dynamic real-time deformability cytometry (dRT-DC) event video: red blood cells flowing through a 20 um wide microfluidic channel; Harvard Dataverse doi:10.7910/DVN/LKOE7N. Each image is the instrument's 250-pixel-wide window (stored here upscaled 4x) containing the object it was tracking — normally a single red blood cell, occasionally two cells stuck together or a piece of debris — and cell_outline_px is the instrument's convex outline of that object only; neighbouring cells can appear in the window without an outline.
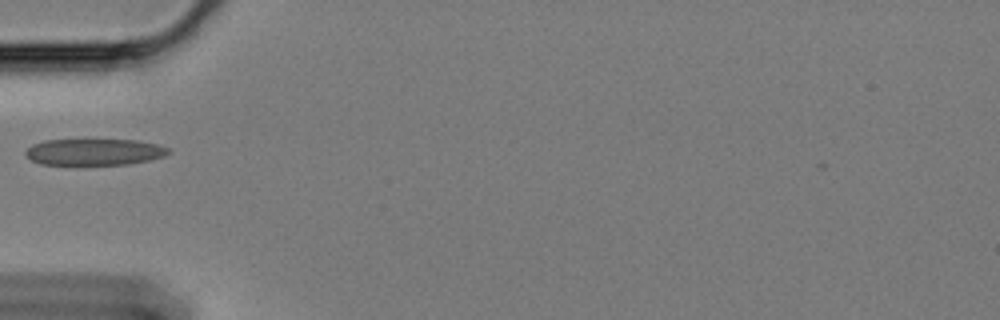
{"species": "Egyptian fruit bat (a non-hibernating species)", "species_latin": "Rousettus aegyptiacus", "temperature_condition": "cold", "stored_images_in_passage": 41, "camera_frame_rate_fps": 3000, "um_per_image_px": 0.085, "animal": {"sex": "female"}, "frame": {"image": 1, "passage_image": 1, "time_ms": 0.0, "image_size_px": [1000, 320], "cell_outline_px": [[172, 152], [164, 156], [148, 160], [128, 164], [40, 164], [32, 160], [24, 152], [32, 144], [44, 140], [136, 140], [156, 144], [168, 148]], "centroid_in_image_um": [8.02, 12.91], "position_along_channel_um": 77.0, "area_um2": 21.79}}
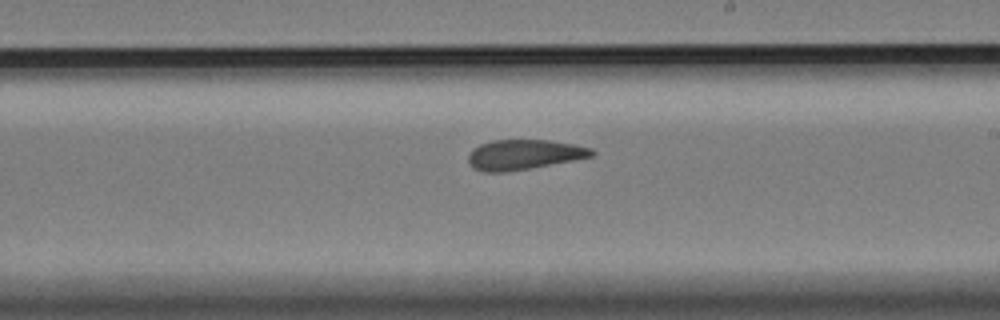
{"frame": {"image": 2, "passage_image": 16, "time_ms": 5.0, "image_size_px": [1000, 320], "cell_outline_px": [[596, 152], [592, 156], [572, 160], [508, 172], [484, 172], [472, 168], [468, 160], [468, 156], [472, 148], [480, 144], [492, 140], [552, 140], [592, 148]], "centroid_in_image_um": [44.49, 13.14], "position_along_channel_um": 244.5, "area_um2": 21.56}}
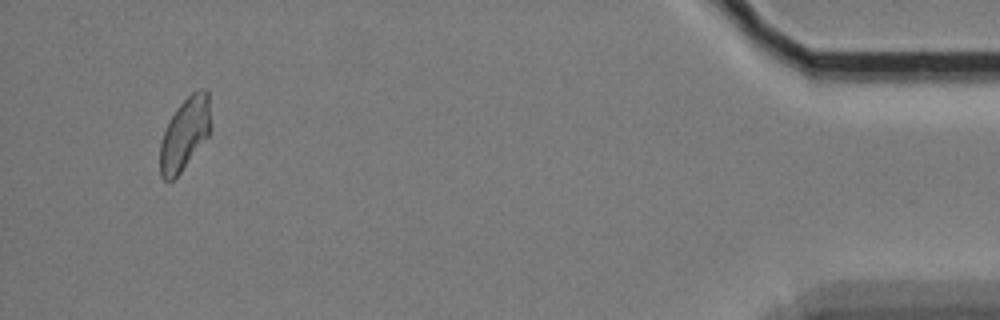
{"frame": {"image": 3, "passage_image": 38, "time_ms": 12.333, "image_size_px": [1000, 320], "cell_outline_px": [[208, 136], [180, 172], [172, 180], [164, 180], [160, 176], [160, 144], [164, 132], [176, 108], [192, 92], [200, 88], [208, 88]], "centroid_in_image_um": [15.67, 11.37], "position_along_channel_um": 419.5, "area_um2": 20.63}}